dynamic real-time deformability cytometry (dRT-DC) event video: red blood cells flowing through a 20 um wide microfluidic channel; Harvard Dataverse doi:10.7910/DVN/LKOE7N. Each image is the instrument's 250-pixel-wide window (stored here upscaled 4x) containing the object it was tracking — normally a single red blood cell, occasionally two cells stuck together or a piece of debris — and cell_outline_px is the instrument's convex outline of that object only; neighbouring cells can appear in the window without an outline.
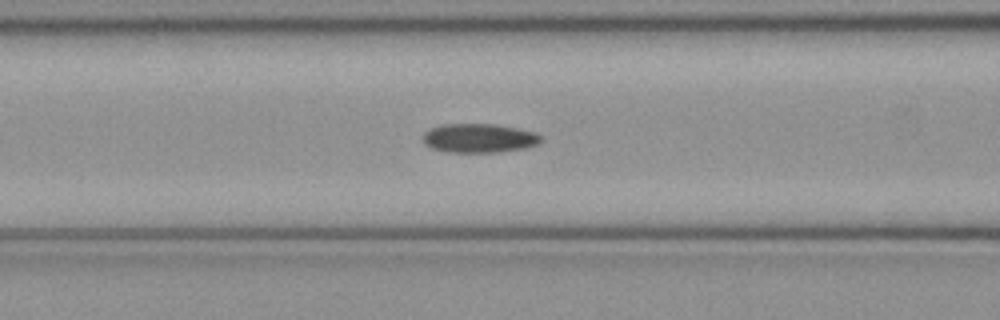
{"species": "common noctule bat (a hibernating species)", "species_latin": "Nyctalus noctula", "temperature_condition": "cold", "stored_images_in_passage": 38, "camera_frame_rate_fps": 3000, "um_per_image_px": 0.085, "animal": {"sex": "female", "body_mass_g": 21.9}, "frame": {"image": 1, "passage_image": 14, "time_ms": 4.333, "image_size_px": [1000, 320], "cell_outline_px": [[540, 144], [524, 148], [500, 152], [448, 152], [432, 148], [424, 144], [424, 132], [432, 128], [444, 124], [496, 124], [520, 128], [536, 132], [540, 136]], "centroid_in_image_um": [40.76, 11.74], "position_along_channel_um": 125.8, "area_um2": 20.0}}
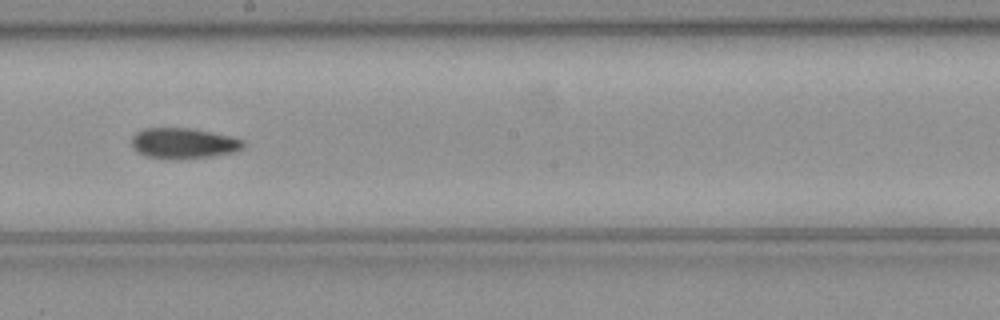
{"frame": {"image": 2, "passage_image": 22, "time_ms": 7.0, "image_size_px": [1000, 320], "cell_outline_px": [[244, 148], [232, 152], [212, 156], [144, 156], [136, 152], [132, 148], [132, 136], [136, 132], [144, 128], [188, 128], [212, 132], [244, 140]], "centroid_in_image_um": [15.57, 12.13], "position_along_channel_um": 232.6, "area_um2": 19.07}}
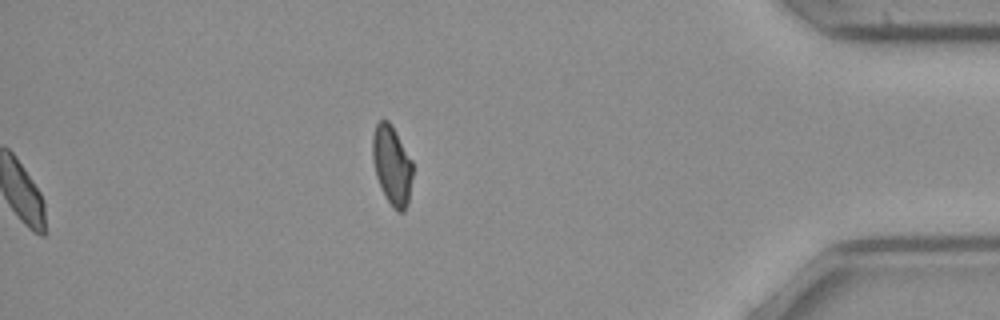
{"frame": {"image": 3, "passage_image": 38, "time_ms": 12.333, "image_size_px": [1000, 320], "cell_outline_px": [[412, 176], [408, 204], [404, 212], [396, 212], [392, 208], [384, 196], [376, 176], [372, 160], [372, 136], [376, 124], [380, 120], [388, 120], [392, 124], [412, 160]], "centroid_in_image_um": [33.31, 14.06], "position_along_channel_um": 401.9, "area_um2": 18.84}, "authors_computed_cell_mechanics": {"area_um2": 19.7676, "velocity_mm_per_s": 3.9937, "shape_relaxation_time_tau1_ms": null, "shape_relaxation_time_tau2_ms": 11.3286, "deformation_change_tau1": null, "deformation_change_tau2": 0.1786}}